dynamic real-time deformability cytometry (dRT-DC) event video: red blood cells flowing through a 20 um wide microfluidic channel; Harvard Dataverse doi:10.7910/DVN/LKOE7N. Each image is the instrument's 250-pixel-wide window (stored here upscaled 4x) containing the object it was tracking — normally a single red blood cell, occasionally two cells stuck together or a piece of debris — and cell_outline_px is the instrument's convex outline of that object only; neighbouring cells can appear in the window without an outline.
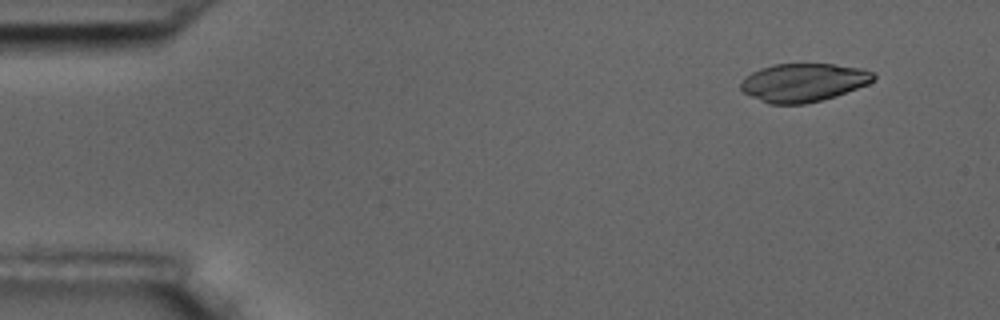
{"species": "common noctule bat (a hibernating species)", "species_latin": "Nyctalus noctula", "temperature_condition": "room temperature", "stored_images_in_passage": 4, "camera_frame_rate_fps": 3000, "um_per_image_px": 0.085, "animal": {"sex": "male", "body_mass_g": 17.5, "forearm_length_mm": 52.3}, "frame": {"image": 1, "passage_image": 1, "time_ms": 0.0, "image_size_px": [1000, 320], "cell_outline_px": [[876, 76], [868, 84], [836, 96], [804, 104], [768, 104], [744, 92], [740, 88], [740, 84], [744, 76], [760, 68], [772, 64], [832, 64], [860, 68], [872, 72]], "centroid_in_image_um": [68.26, 7.01], "position_along_channel_um": 16.7, "area_um2": 29.54}}